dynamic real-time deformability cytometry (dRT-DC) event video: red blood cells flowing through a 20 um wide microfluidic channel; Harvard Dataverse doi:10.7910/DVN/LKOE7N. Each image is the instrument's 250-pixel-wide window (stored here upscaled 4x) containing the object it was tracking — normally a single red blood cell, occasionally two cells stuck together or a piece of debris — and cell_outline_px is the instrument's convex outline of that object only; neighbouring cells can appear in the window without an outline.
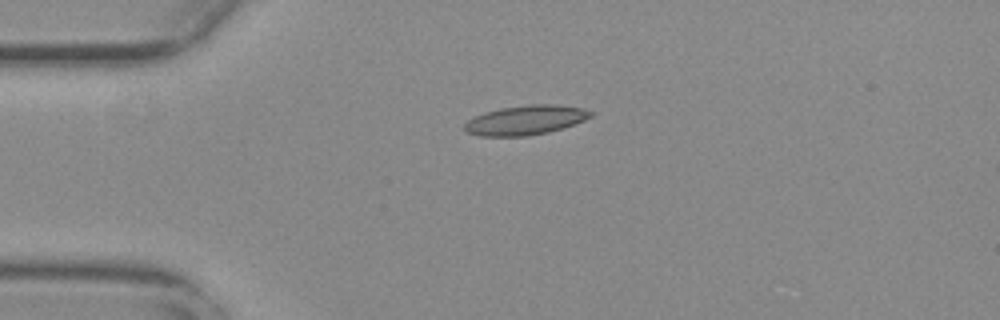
{"species": "common noctule bat (a hibernating species)", "species_latin": "Nyctalus noctula", "temperature_condition": "warm", "stored_images_in_passage": 43, "camera_frame_rate_fps": 3000, "um_per_image_px": 0.085, "animal": {"sex": "female", "body_mass_g": 29.2, "forearm_length_mm": 56.3}, "frame": {"image": 1, "passage_image": 1, "time_ms": 0.0, "image_size_px": [1000, 320], "cell_outline_px": [[592, 116], [584, 120], [548, 132], [528, 136], [480, 136], [464, 132], [464, 124], [468, 120], [484, 112], [500, 108], [532, 104], [556, 104], [584, 108], [592, 112]], "centroid_in_image_um": [44.64, 10.21], "position_along_channel_um": 40.4, "area_um2": 21.62}}
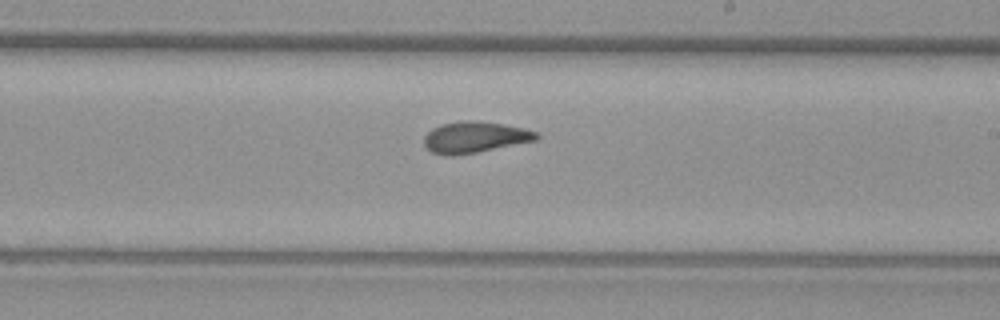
{"frame": {"image": 2, "passage_image": 20, "time_ms": 6.333, "image_size_px": [1000, 320], "cell_outline_px": [[540, 136], [536, 140], [476, 152], [452, 156], [448, 156], [432, 152], [424, 144], [424, 136], [432, 128], [440, 124], [464, 120], [476, 120], [504, 124], [524, 128], [536, 132]], "centroid_in_image_um": [40.34, 11.65], "position_along_channel_um": 248.7, "area_um2": 20.35}}
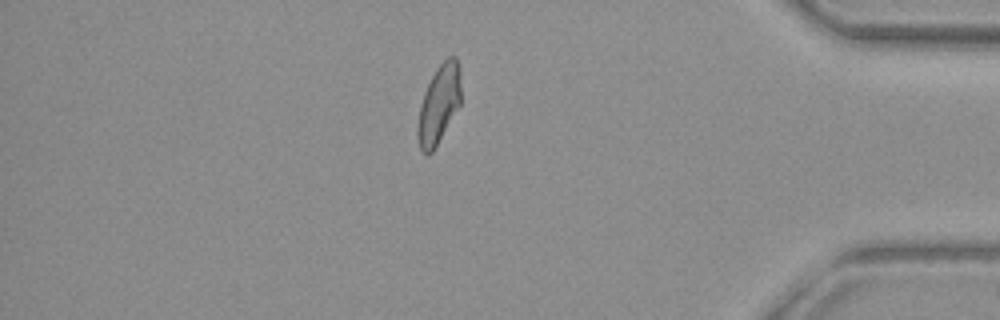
{"frame": {"image": 3, "passage_image": 35, "time_ms": 11.333, "image_size_px": [1000, 320], "cell_outline_px": [[460, 104], [432, 152], [428, 156], [420, 148], [416, 136], [416, 128], [420, 104], [424, 92], [436, 68], [448, 56], [456, 56], [460, 68]], "centroid_in_image_um": [37.29, 8.85], "position_along_channel_um": 397.9, "area_um2": 19.71}, "authors_computed_cell_mechanics": {"area_um2": 20.1722, "velocity_mm_per_s": 3.7353, "shape_relaxation_time_tau1_ms": 10.5738, "shape_relaxation_time_tau2_ms": 2.0884, "deformation_change_tau1": 0.2622, "deformation_change_tau2": 0.0977}}